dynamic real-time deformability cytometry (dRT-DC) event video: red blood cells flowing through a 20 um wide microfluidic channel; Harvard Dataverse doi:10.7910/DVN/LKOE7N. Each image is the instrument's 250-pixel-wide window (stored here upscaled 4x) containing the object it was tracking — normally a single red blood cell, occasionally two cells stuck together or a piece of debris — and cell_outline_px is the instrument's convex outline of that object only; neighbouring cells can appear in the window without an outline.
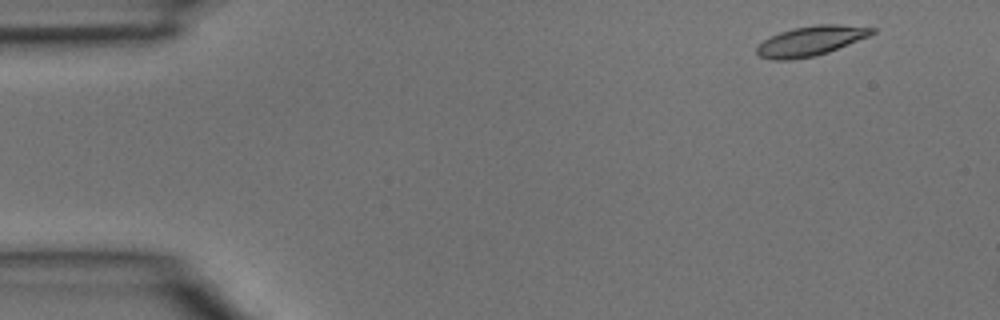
{"species": "common noctule bat (a hibernating species)", "species_latin": "Nyctalus noctula", "temperature_condition": "room temperature", "stored_images_in_passage": 2, "camera_frame_rate_fps": 3000, "um_per_image_px": 0.085, "animal": {"sex": "male", "body_mass_g": 15.6}, "frame": {"image": 1, "passage_image": 1, "time_ms": 0.0, "image_size_px": [1000, 320], "cell_outline_px": [[876, 32], [868, 36], [828, 52], [816, 56], [788, 60], [772, 60], [760, 56], [756, 52], [756, 48], [764, 40], [780, 32], [792, 28], [816, 24], [840, 24], [876, 28]], "centroid_in_image_um": [68.91, 3.47], "position_along_channel_um": 16.1, "area_um2": 19.88}}